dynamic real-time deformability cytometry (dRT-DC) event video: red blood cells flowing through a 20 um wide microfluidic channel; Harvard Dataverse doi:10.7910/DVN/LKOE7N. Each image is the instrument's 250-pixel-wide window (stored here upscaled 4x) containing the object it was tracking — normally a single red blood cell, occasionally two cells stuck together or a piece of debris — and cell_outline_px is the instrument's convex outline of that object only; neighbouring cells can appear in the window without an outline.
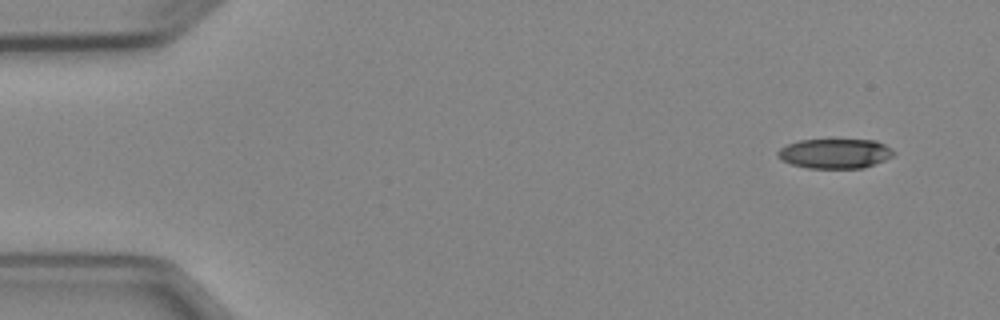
{"species": "Egyptian fruit bat (a non-hibernating species)", "species_latin": "Rousettus aegyptiacus", "temperature_condition": "cold", "stored_images_in_passage": 4, "camera_frame_rate_fps": 3000, "um_per_image_px": 0.085, "animal": {"sex": "female"}, "frame": {"image": 1, "passage_image": 1, "time_ms": 0.0, "image_size_px": [1000, 320], "cell_outline_px": [[896, 152], [892, 156], [884, 160], [864, 168], [808, 168], [792, 164], [780, 160], [776, 156], [776, 152], [780, 148], [788, 144], [800, 140], [876, 140], [884, 144]], "centroid_in_image_um": [70.95, 13.05], "position_along_channel_um": 14.1, "area_um2": 20.06}}
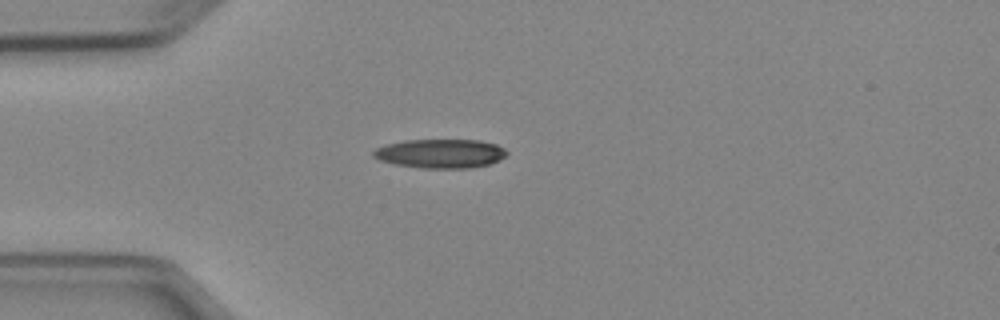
{"frame": {"image": 2, "passage_image": 3, "time_ms": 3.333, "image_size_px": [1000, 320], "cell_outline_px": [[508, 152], [500, 160], [488, 164], [472, 168], [420, 168], [392, 164], [380, 160], [372, 156], [372, 152], [376, 148], [388, 144], [404, 140], [480, 140], [496, 144], [504, 148]], "centroid_in_image_um": [37.43, 13.05], "position_along_channel_um": 47.6, "area_um2": 22.66}}